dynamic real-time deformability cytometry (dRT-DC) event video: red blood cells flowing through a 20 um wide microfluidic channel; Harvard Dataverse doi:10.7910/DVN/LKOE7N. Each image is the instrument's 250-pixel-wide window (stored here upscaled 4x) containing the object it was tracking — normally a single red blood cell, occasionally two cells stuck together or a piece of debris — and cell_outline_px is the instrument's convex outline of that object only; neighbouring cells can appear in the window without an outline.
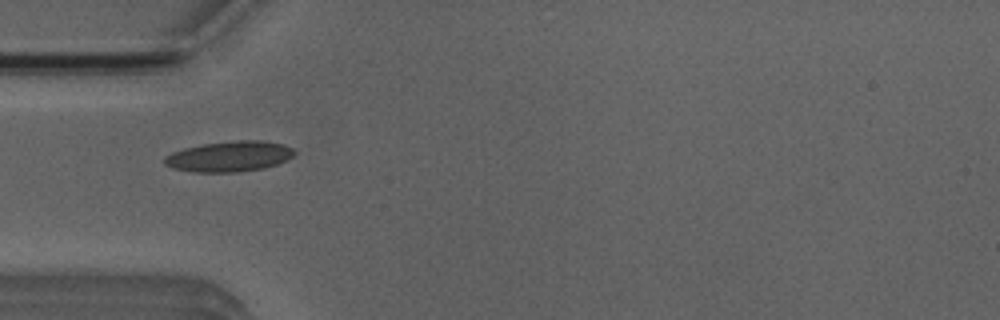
{"species": "Egyptian fruit bat (a non-hibernating species)", "species_latin": "Rousettus aegyptiacus", "temperature_condition": "room temperature", "stored_images_in_passage": 35, "camera_frame_rate_fps": 3000, "um_per_image_px": 0.085, "animal": {"sex": "male"}, "frame": {"image": 1, "passage_image": 2, "time_ms": 0.333, "image_size_px": [1000, 320], "cell_outline_px": [[296, 152], [292, 156], [276, 164], [264, 168], [240, 172], [196, 172], [172, 168], [164, 164], [164, 156], [172, 152], [184, 148], [204, 144], [240, 140], [264, 140], [284, 144], [292, 148]], "centroid_in_image_um": [19.48, 13.29], "position_along_channel_um": 65.5, "area_um2": 23.06}}
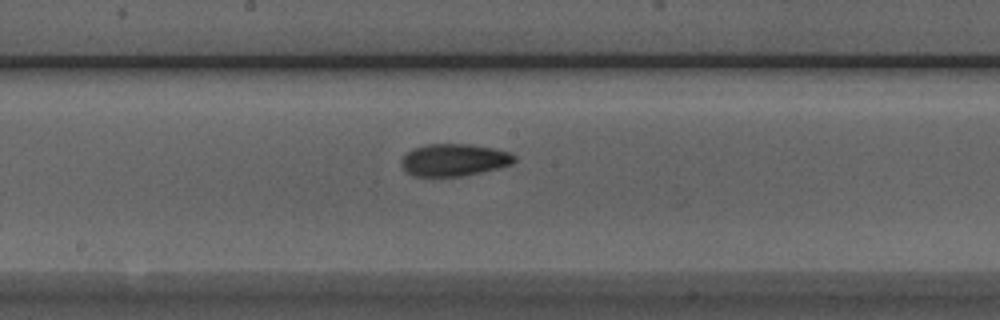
{"frame": {"image": 2, "passage_image": 13, "time_ms": 4.0, "image_size_px": [1000, 320], "cell_outline_px": [[516, 160], [512, 164], [480, 172], [460, 176], [412, 176], [400, 164], [400, 160], [412, 148], [424, 144], [472, 144], [492, 148], [508, 152], [516, 156]], "centroid_in_image_um": [38.57, 13.58], "position_along_channel_um": 209.6, "area_um2": 21.15}}
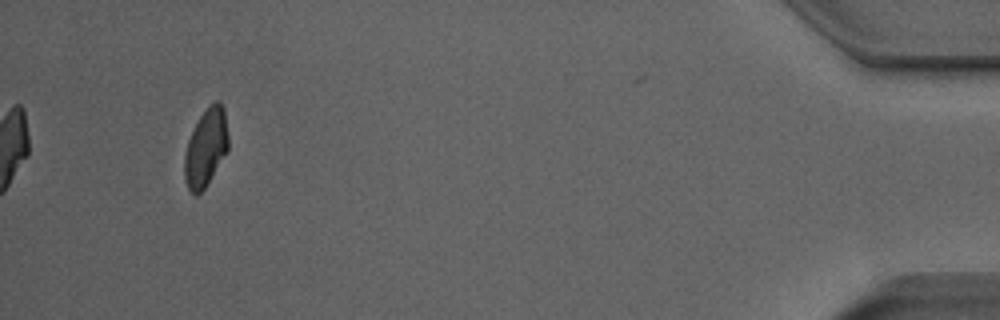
{"frame": {"image": 3, "passage_image": 35, "time_ms": 11.333, "image_size_px": [1000, 320], "cell_outline_px": [[228, 152], [204, 188], [196, 196], [188, 188], [184, 180], [184, 156], [188, 140], [200, 116], [208, 104], [216, 100], [220, 100], [224, 108], [228, 136]], "centroid_in_image_um": [17.51, 12.53], "position_along_channel_um": 417.7, "area_um2": 19.94}, "authors_computed_cell_mechanics": {"area_um2": 20.9236, "velocity_mm_per_s": 3.922, "shape_relaxation_time_tau1_ms": 7.4525, "shape_relaxation_time_tau2_ms": 2.5577, "deformation_change_tau1": 0.1798, "deformation_change_tau2": 0.0823}}